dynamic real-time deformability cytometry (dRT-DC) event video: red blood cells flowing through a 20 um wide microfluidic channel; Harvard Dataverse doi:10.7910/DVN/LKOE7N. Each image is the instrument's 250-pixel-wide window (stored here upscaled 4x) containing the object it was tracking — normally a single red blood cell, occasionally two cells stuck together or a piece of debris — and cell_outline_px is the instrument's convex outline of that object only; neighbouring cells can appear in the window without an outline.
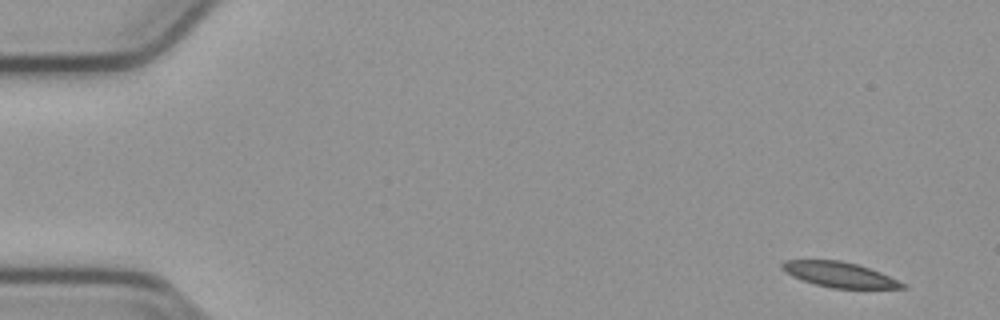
{"species": "common noctule bat (a hibernating species)", "species_latin": "Nyctalus noctula", "temperature_condition": "cold", "stored_images_in_passage": 54, "camera_frame_rate_fps": 3000, "um_per_image_px": 0.085, "animal": {"sex": "male", "body_mass_g": 23.1, "forearm_length_mm": 52.7}, "frame": {"image": 1, "passage_image": 3, "time_ms": 0.667, "image_size_px": [1000, 320], "cell_outline_px": [[908, 288], [832, 288], [816, 284], [792, 276], [784, 272], [780, 268], [780, 264], [784, 260], [840, 260], [856, 264], [880, 272], [908, 284]], "centroid_in_image_um": [71.35, 23.34], "position_along_channel_um": 13.6, "area_um2": 17.63}}
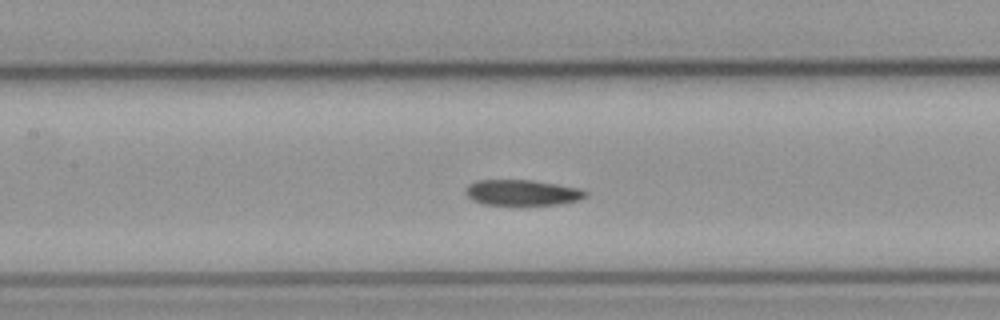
{"frame": {"image": 2, "passage_image": 25, "time_ms": 8.0, "image_size_px": [1000, 320], "cell_outline_px": [[588, 196], [580, 200], [560, 204], [484, 204], [472, 200], [468, 196], [468, 184], [476, 180], [532, 180], [580, 188], [588, 192]], "centroid_in_image_um": [44.45, 16.36], "position_along_channel_um": 162.9, "area_um2": 17.74}}
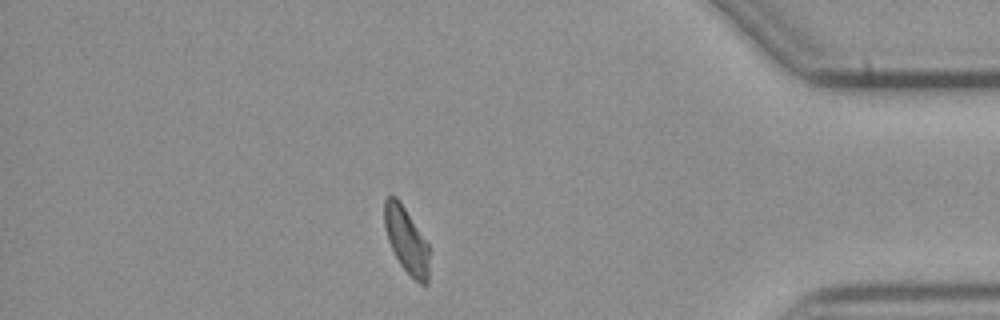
{"frame": {"image": 3, "passage_image": 47, "time_ms": 15.333, "image_size_px": [1000, 320], "cell_outline_px": [[428, 284], [420, 284], [400, 264], [388, 240], [384, 228], [384, 200], [388, 196], [396, 196], [400, 200], [428, 244]], "centroid_in_image_um": [34.52, 20.37], "position_along_channel_um": 400.7, "area_um2": 16.94}, "authors_computed_cell_mechanics": {"area_um2": 18.496, "velocity_mm_per_s": 3.7698, "shape_relaxation_time_tau1_ms": null, "shape_relaxation_time_tau2_ms": 3.0168, "deformation_change_tau1": null, "deformation_change_tau2": 0.0729}}